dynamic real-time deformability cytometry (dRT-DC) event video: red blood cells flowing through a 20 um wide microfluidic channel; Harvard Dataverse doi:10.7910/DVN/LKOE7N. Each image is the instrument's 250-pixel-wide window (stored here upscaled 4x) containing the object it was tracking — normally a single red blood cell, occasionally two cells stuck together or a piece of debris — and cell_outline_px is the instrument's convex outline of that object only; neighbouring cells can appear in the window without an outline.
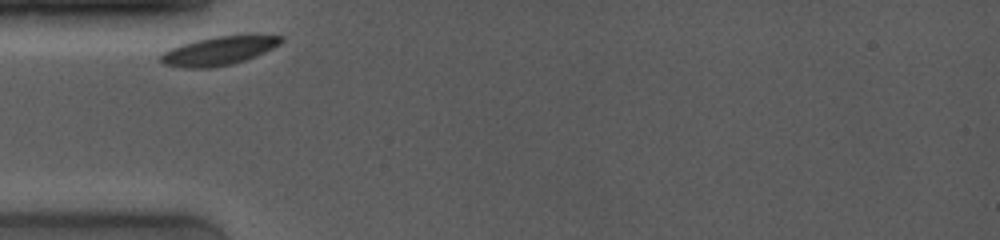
{"species": "common noctule bat (a hibernating species)", "species_latin": "Nyctalus noctula", "temperature_condition": "room temperature", "stored_images_in_passage": 6, "camera_frame_rate_fps": 4000, "um_per_image_px": 0.085, "animal": {"sex": "female", "body_mass_g": 19.0, "forearm_length_mm": 53.3}, "frame": {"image": 1, "passage_image": 1, "time_ms": 0.0, "image_size_px": [1000, 240], "cell_outline_px": [[284, 40], [280, 44], [264, 52], [244, 60], [232, 64], [208, 68], [184, 68], [164, 64], [160, 60], [160, 56], [164, 52], [180, 44], [196, 40], [216, 36], [284, 36]], "centroid_in_image_um": [18.56, 4.33], "position_along_channel_um": 66.4, "area_um2": 19.65}}
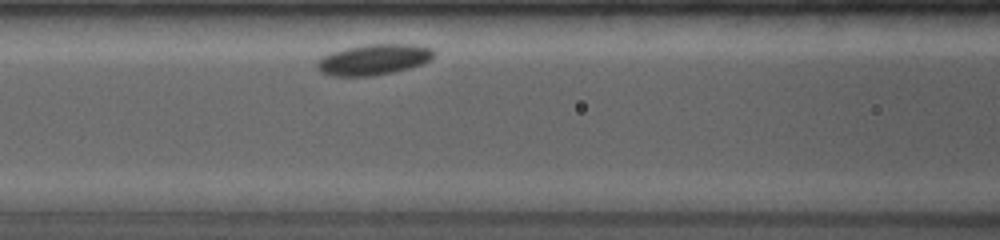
{"frame": {"image": 2, "passage_image": 4, "time_ms": 2.0, "image_size_px": [1000, 240], "cell_outline_px": [[436, 52], [432, 60], [408, 68], [392, 72], [372, 76], [332, 76], [320, 72], [316, 68], [316, 64], [324, 56], [332, 52], [344, 48], [364, 44], [416, 44], [432, 48]], "centroid_in_image_um": [31.79, 5.05], "position_along_channel_um": 134.8, "area_um2": 21.04}}